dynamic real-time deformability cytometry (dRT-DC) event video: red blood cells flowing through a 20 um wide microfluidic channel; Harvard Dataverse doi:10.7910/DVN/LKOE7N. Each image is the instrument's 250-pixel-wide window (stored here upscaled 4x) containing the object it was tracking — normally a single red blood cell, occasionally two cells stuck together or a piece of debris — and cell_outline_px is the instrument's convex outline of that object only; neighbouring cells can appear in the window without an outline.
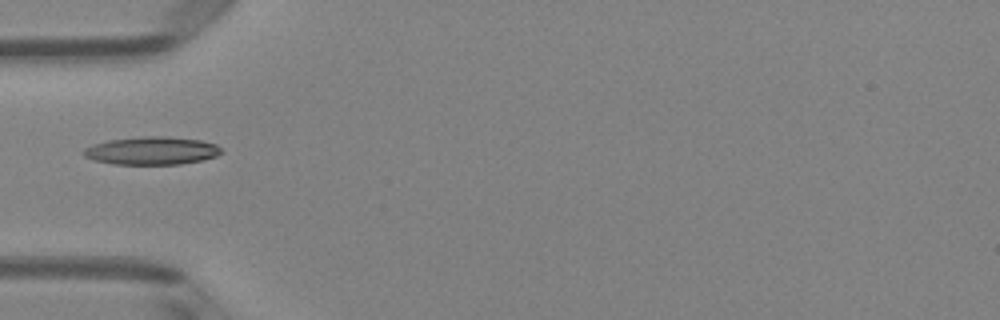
{"species": "Egyptian fruit bat (a non-hibernating species)", "species_latin": "Rousettus aegyptiacus", "temperature_condition": "room temperature", "stored_images_in_passage": 35, "camera_frame_rate_fps": 3000, "um_per_image_px": 0.085, "animal": {"sex": "female"}, "frame": {"image": 1, "passage_image": 1, "time_ms": 0.0, "image_size_px": [1000, 320], "cell_outline_px": [[224, 152], [216, 156], [204, 160], [180, 164], [112, 164], [96, 160], [84, 156], [80, 152], [84, 148], [92, 144], [108, 140], [144, 136], [168, 136], [200, 140], [216, 144]], "centroid_in_image_um": [12.9, 12.8], "position_along_channel_um": 72.1, "area_um2": 22.6}}
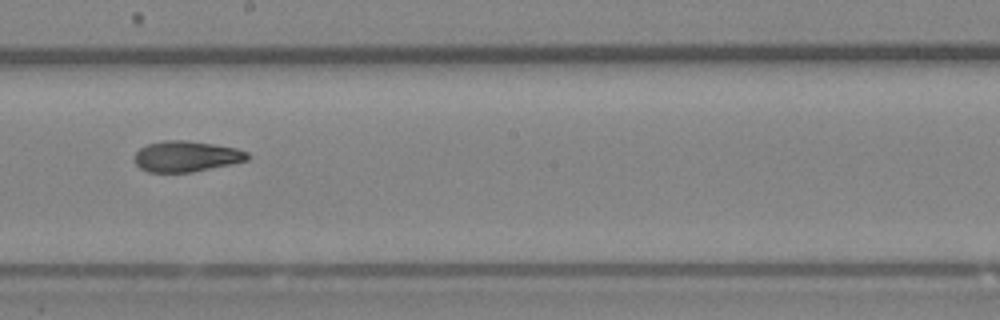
{"frame": {"image": 2, "passage_image": 13, "time_ms": 4.0, "image_size_px": [1000, 320], "cell_outline_px": [[248, 160], [192, 172], [148, 172], [140, 168], [132, 160], [136, 152], [140, 148], [148, 144], [164, 140], [184, 140], [212, 144], [236, 148], [248, 152]], "centroid_in_image_um": [15.79, 13.29], "position_along_channel_um": 232.4, "area_um2": 20.17}}
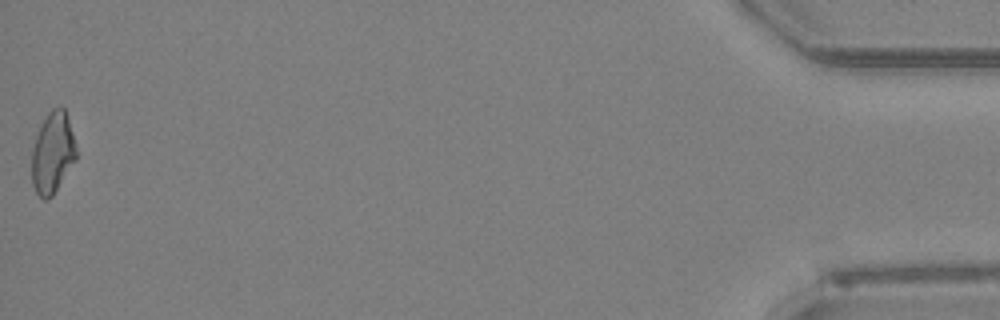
{"frame": {"image": 3, "passage_image": 35, "time_ms": 11.333, "image_size_px": [1000, 320], "cell_outline_px": [[76, 160], [52, 196], [48, 200], [44, 200], [36, 192], [32, 184], [32, 148], [40, 124], [48, 112], [52, 108], [60, 104], [64, 108], [72, 132], [76, 148]], "centroid_in_image_um": [4.46, 12.97], "position_along_channel_um": 430.7, "area_um2": 21.1}}